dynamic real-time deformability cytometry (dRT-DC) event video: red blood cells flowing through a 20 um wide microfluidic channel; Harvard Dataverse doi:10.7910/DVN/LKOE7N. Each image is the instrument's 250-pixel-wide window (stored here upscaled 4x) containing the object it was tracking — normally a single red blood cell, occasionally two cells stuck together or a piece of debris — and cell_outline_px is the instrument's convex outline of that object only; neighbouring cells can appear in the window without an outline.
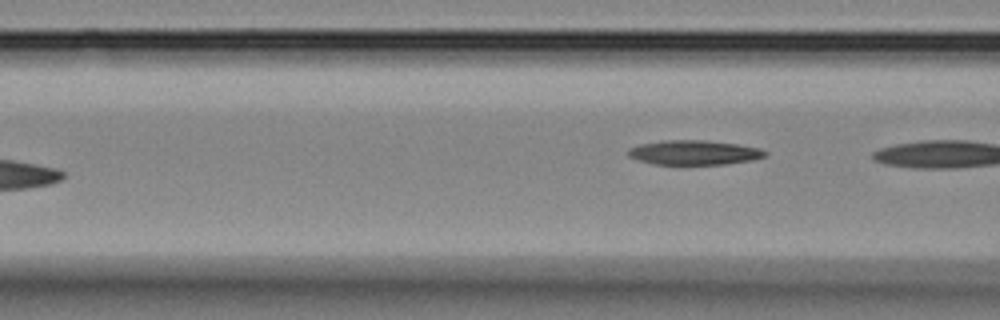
{"species": "Egyptian fruit bat (a non-hibernating species)", "species_latin": "Rousettus aegyptiacus", "temperature_condition": "room temperature", "stored_images_in_passage": 7, "camera_frame_rate_fps": 3000, "um_per_image_px": 0.085, "animal": {"sex": "female"}, "frame": {"image": 1, "passage_image": 7, "time_ms": 7.667, "image_size_px": [1000, 320], "cell_outline_px": [[768, 156], [752, 160], [724, 164], [652, 164], [628, 156], [628, 148], [640, 144], [660, 140], [704, 140], [740, 144], [760, 148], [768, 152]], "centroid_in_image_um": [59.03, 12.95], "position_along_channel_um": 107.6, "area_um2": 19.71}}